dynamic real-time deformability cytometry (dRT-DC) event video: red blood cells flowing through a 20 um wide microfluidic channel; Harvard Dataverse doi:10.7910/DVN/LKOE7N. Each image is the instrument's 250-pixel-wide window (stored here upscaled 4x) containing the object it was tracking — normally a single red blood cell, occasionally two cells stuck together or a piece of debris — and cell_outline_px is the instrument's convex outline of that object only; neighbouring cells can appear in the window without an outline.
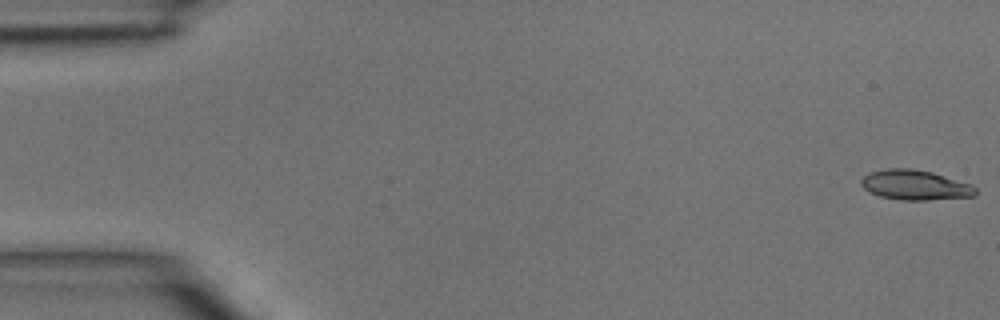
{"species": "common noctule bat (a hibernating species)", "species_latin": "Nyctalus noctula", "temperature_condition": "room temperature", "stored_images_in_passage": 4, "camera_frame_rate_fps": 3000, "um_per_image_px": 0.085, "animal": {"sex": "male", "body_mass_g": 15.6}, "frame": {"image": 1, "passage_image": 1, "time_ms": 0.0, "image_size_px": [1000, 320], "cell_outline_px": [[976, 196], [928, 200], [900, 200], [880, 196], [864, 188], [860, 184], [860, 180], [868, 172], [888, 168], [912, 168], [932, 172], [972, 184], [976, 188]], "centroid_in_image_um": [77.79, 15.72], "position_along_channel_um": 7.2, "area_um2": 20.06}}
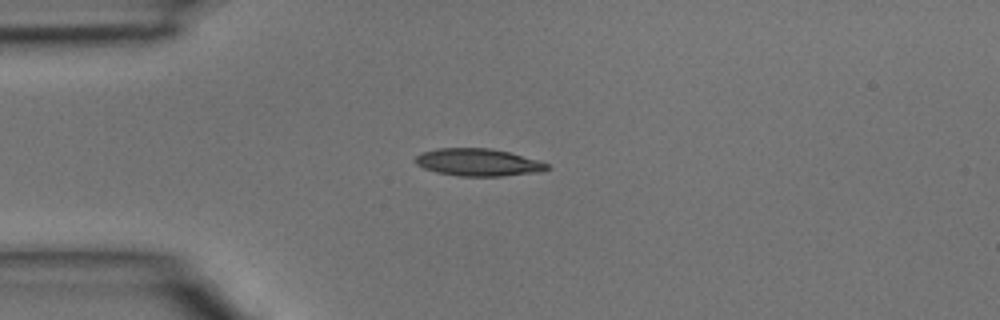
{"frame": {"image": 2, "passage_image": 4, "time_ms": 1.0, "image_size_px": [1000, 320], "cell_outline_px": [[552, 168], [540, 172], [500, 176], [460, 176], [436, 172], [424, 168], [416, 164], [412, 160], [416, 156], [424, 152], [436, 148], [488, 148], [508, 152], [540, 160], [548, 164]], "centroid_in_image_um": [40.65, 13.8], "position_along_channel_um": 44.3, "area_um2": 21.1}}